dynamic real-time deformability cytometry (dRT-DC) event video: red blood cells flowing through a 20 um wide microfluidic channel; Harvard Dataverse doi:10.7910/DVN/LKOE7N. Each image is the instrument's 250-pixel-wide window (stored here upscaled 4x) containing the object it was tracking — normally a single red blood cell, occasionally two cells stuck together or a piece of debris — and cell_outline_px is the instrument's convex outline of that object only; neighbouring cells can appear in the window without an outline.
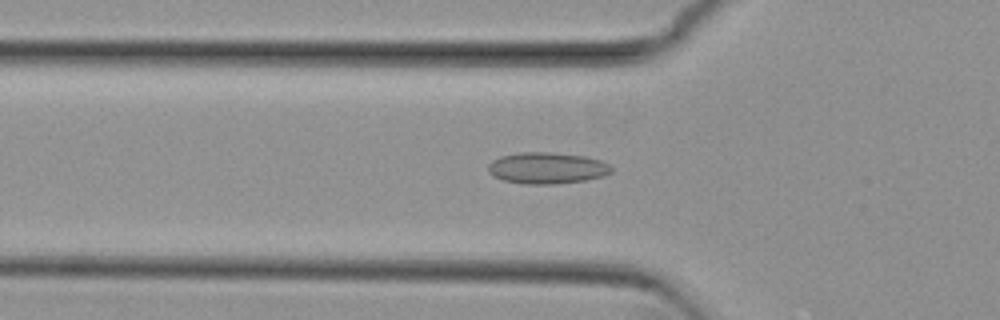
{"species": "common noctule bat (a hibernating species)", "species_latin": "Nyctalus noctula", "temperature_condition": "cold", "stored_images_in_passage": 35, "camera_frame_rate_fps": 3000, "um_per_image_px": 0.085, "animal": {"sex": "female", "body_mass_g": 29.2, "forearm_length_mm": 56.3}, "frame": {"image": 1, "passage_image": 11, "time_ms": 3.333, "image_size_px": [1000, 320], "cell_outline_px": [[612, 172], [604, 176], [584, 180], [556, 184], [524, 184], [504, 180], [492, 176], [488, 172], [488, 164], [492, 160], [500, 156], [520, 152], [548, 152], [584, 156], [600, 160], [608, 164], [612, 168]], "centroid_in_image_um": [46.47, 14.28], "position_along_channel_um": 79.3, "area_um2": 22.6}}
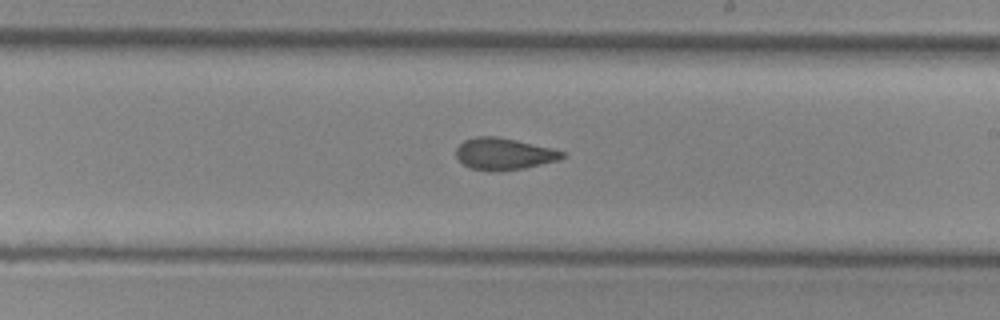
{"frame": {"image": 2, "passage_image": 24, "time_ms": 7.667, "image_size_px": [1000, 320], "cell_outline_px": [[564, 156], [560, 160], [524, 168], [468, 168], [456, 156], [456, 148], [464, 140], [476, 136], [496, 136], [516, 140], [552, 148], [564, 152]], "centroid_in_image_um": [42.84, 13.03], "position_along_channel_um": 246.2, "area_um2": 18.9}}
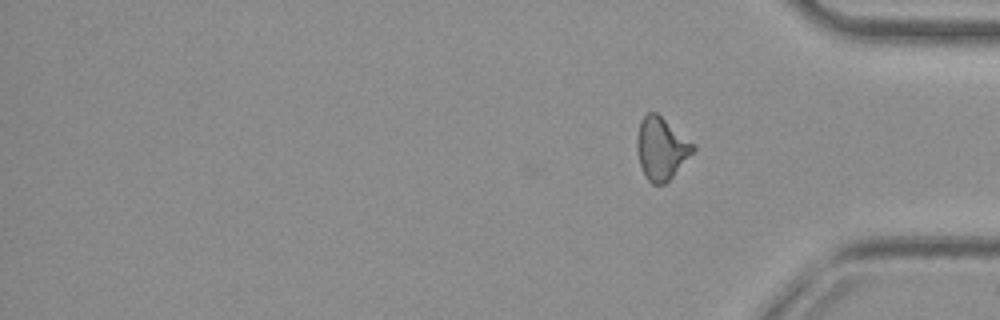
{"frame": {"image": 3, "passage_image": 35, "time_ms": 11.333, "image_size_px": [1000, 320], "cell_outline_px": [[696, 148], [672, 176], [664, 184], [652, 184], [644, 176], [640, 164], [636, 148], [636, 136], [640, 120], [648, 112], [656, 112], [696, 144]], "centroid_in_image_um": [56.19, 12.59], "position_along_channel_um": 379.0, "area_um2": 20.4}, "authors_computed_cell_mechanics": {"area_um2": 20.23, "velocity_mm_per_s": 3.8365, "shape_relaxation_time_tau1_ms": null, "shape_relaxation_time_tau2_ms": 2.1332, "deformation_change_tau1": null, "deformation_change_tau2": 0.084}}